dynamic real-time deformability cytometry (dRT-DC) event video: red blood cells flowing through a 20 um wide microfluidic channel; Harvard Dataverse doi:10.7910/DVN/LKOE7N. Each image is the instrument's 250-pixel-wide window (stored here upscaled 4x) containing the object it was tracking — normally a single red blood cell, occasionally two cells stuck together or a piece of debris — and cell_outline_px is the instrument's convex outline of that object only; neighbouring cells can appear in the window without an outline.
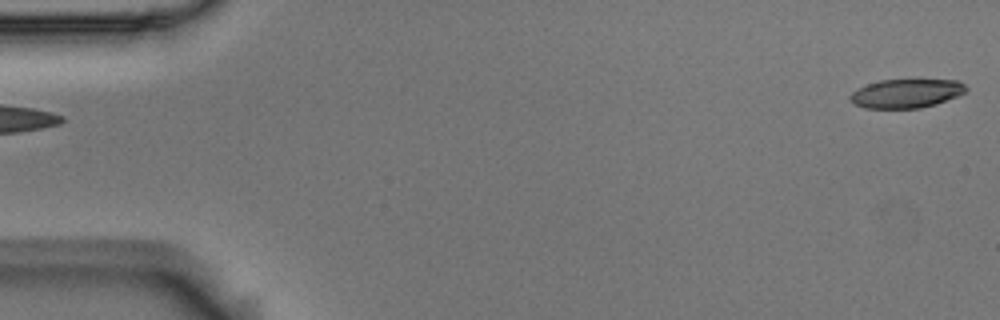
{"species": "Egyptian fruit bat (a non-hibernating species)", "species_latin": "Rousettus aegyptiacus", "temperature_condition": "room temperature", "stored_images_in_passage": 5, "camera_frame_rate_fps": 3000, "um_per_image_px": 0.085, "animal": {"sex": "male"}, "frame": {"image": 1, "passage_image": 1, "time_ms": 0.0, "image_size_px": [1000, 320], "cell_outline_px": [[968, 88], [964, 92], [956, 96], [936, 104], [920, 108], [864, 108], [852, 104], [848, 96], [856, 88], [880, 80], [956, 80], [964, 84]], "centroid_in_image_um": [76.97, 7.95], "position_along_channel_um": 8.0, "area_um2": 19.48}}